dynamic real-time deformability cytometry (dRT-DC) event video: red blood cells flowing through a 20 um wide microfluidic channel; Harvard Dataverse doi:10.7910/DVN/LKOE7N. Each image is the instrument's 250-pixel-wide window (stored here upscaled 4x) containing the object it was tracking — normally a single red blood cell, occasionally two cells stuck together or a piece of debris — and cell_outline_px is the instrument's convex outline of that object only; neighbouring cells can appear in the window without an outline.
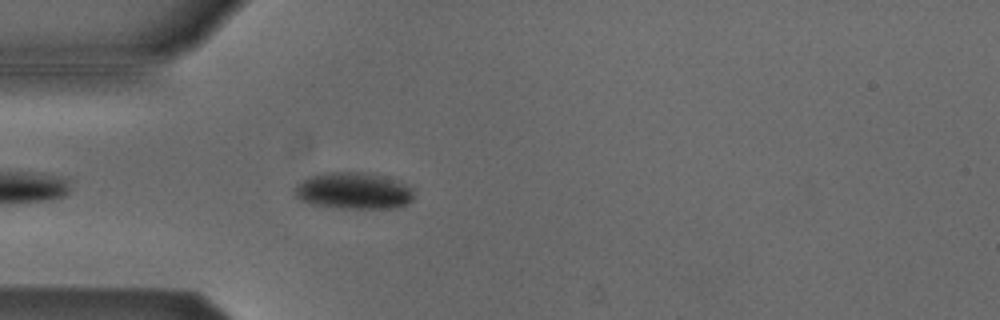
{"species": "Egyptian fruit bat (a non-hibernating species)", "species_latin": "Rousettus aegyptiacus", "temperature_condition": "cold", "stored_images_in_passage": 24, "camera_frame_rate_fps": 3000, "um_per_image_px": 0.085, "animal": {"sex": "male"}, "frame": {"image": 1, "passage_image": 4, "time_ms": 1.0, "image_size_px": [1000, 320], "cell_outline_px": [[412, 200], [408, 204], [400, 208], [332, 208], [308, 204], [292, 196], [292, 188], [300, 180], [308, 176], [324, 172], [360, 172], [384, 176], [408, 184], [412, 188]], "centroid_in_image_um": [29.97, 16.23], "position_along_channel_um": 55.0, "area_um2": 26.24}}
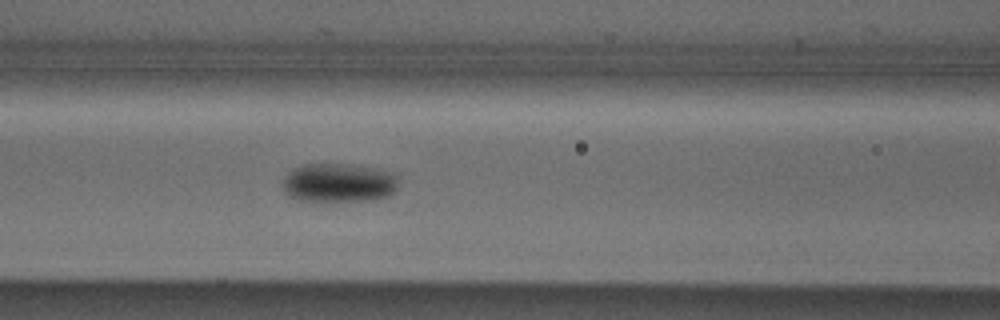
{"frame": {"image": 2, "passage_image": 11, "time_ms": 3.333, "image_size_px": [1000, 320], "cell_outline_px": [[396, 192], [388, 196], [364, 200], [296, 200], [288, 196], [284, 192], [284, 180], [296, 168], [304, 164], [352, 164], [380, 168], [396, 176]], "centroid_in_image_um": [28.82, 15.52], "position_along_channel_um": 137.8, "area_um2": 25.84}}
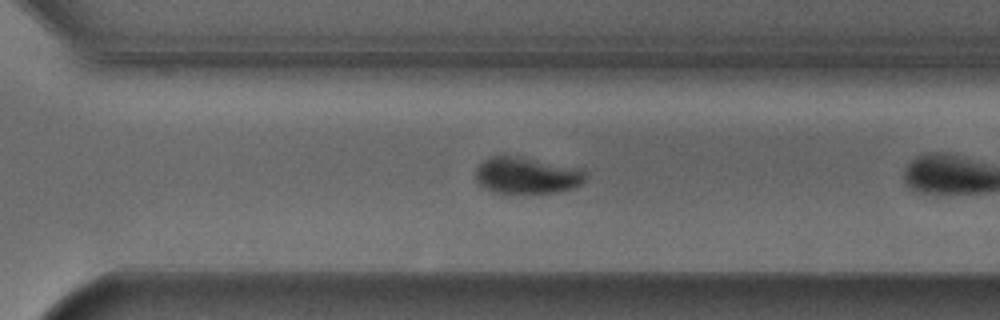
{"frame": {"image": 3, "passage_image": 23, "time_ms": 7.333, "image_size_px": [1000, 320], "cell_outline_px": [[584, 180], [576, 188], [556, 192], [492, 192], [484, 188], [476, 180], [476, 168], [488, 156], [512, 156], [576, 168], [584, 176]], "centroid_in_image_um": [44.69, 14.93], "position_along_channel_um": 325.9, "area_um2": 22.54}}